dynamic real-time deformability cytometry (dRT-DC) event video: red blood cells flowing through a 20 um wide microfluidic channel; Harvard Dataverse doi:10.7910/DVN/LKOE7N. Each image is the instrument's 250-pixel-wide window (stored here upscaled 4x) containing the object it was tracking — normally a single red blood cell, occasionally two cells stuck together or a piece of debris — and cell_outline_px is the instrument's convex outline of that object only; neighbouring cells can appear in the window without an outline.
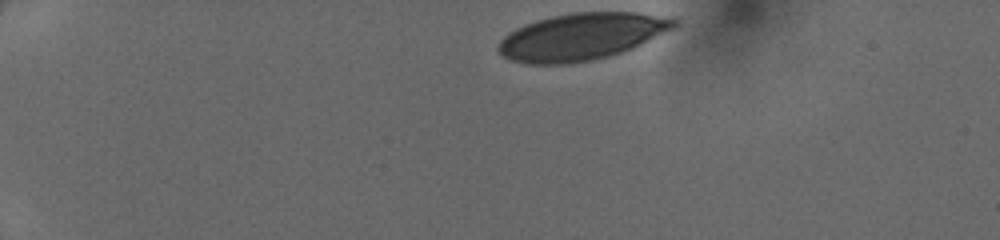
{"species": "human", "species_latin": "Homo sapiens", "temperature_condition": "cold", "stored_images_in_passage": 39, "camera_frame_rate_fps": 3000, "um_per_image_px": 0.085, "donor": {"sex": "female"}, "frame": {"image": 1, "passage_image": 1, "time_ms": 0.0, "image_size_px": [1000, 240], "cell_outline_px": [[680, 20], [672, 28], [632, 48], [608, 56], [588, 60], [564, 64], [528, 64], [512, 60], [504, 56], [496, 48], [500, 40], [508, 32], [524, 24], [536, 20], [552, 16], [572, 12], [636, 12]], "centroid_in_image_um": [49.36, 3.1], "position_along_channel_um": 35.6, "area_um2": 47.45}}
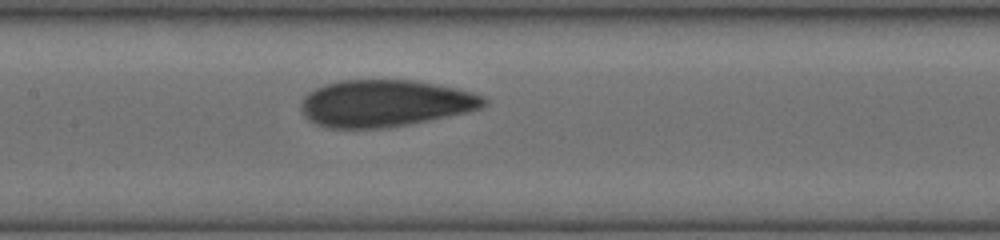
{"frame": {"image": 2, "passage_image": 17, "time_ms": 5.333, "image_size_px": [1000, 240], "cell_outline_px": [[488, 100], [480, 108], [464, 112], [428, 120], [408, 124], [380, 128], [328, 128], [316, 124], [304, 116], [300, 108], [304, 96], [308, 92], [324, 84], [340, 80], [412, 80], [456, 88], [472, 92], [484, 96]], "centroid_in_image_um": [32.68, 8.77], "position_along_channel_um": 174.7, "area_um2": 49.65}}
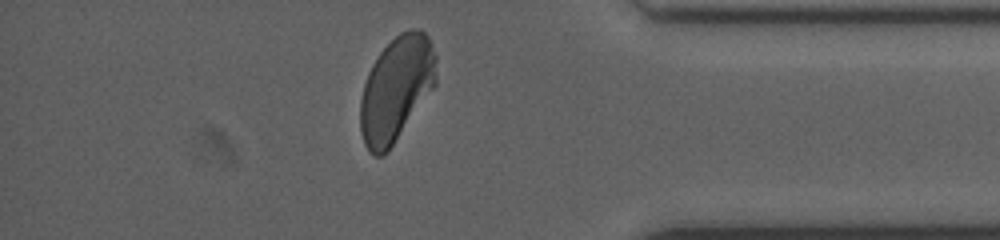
{"frame": {"image": 3, "passage_image": 34, "time_ms": 11.0, "image_size_px": [1000, 240], "cell_outline_px": [[436, 84], [388, 152], [380, 156], [376, 156], [368, 152], [364, 144], [360, 132], [360, 100], [364, 84], [368, 72], [372, 64], [380, 52], [400, 32], [412, 28], [420, 28], [428, 36], [432, 44], [436, 56]], "centroid_in_image_um": [33.68, 7.56], "position_along_channel_um": 401.5, "area_um2": 46.53}}